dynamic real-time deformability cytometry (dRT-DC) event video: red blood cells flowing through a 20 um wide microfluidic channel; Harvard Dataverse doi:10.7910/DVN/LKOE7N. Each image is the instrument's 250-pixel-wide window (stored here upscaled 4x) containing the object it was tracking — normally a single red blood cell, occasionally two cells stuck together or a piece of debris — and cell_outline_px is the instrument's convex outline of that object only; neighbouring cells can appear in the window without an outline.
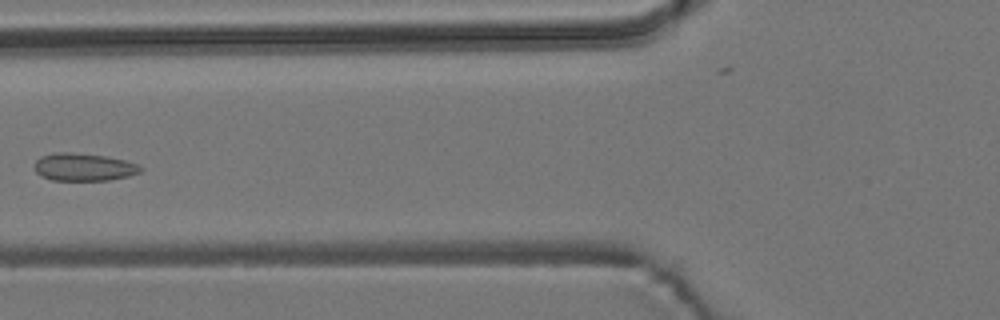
{"species": "common noctule bat (a hibernating species)", "species_latin": "Nyctalus noctula", "temperature_condition": "room temperature", "stored_images_in_passage": 6, "camera_frame_rate_fps": 3000, "um_per_image_px": 0.085, "animal": {"sex": "male", "body_mass_g": 19.2, "forearm_length_mm": 51.8}, "frame": {"image": 1, "passage_image": 2, "time_ms": 1.333, "image_size_px": [1000, 320], "cell_outline_px": [[144, 168], [140, 172], [128, 176], [108, 180], [52, 180], [40, 176], [36, 172], [32, 164], [40, 156], [56, 152], [68, 152], [104, 156], [124, 160], [136, 164]], "centroid_in_image_um": [7.06, 14.2], "position_along_channel_um": 118.7, "area_um2": 17.11}}
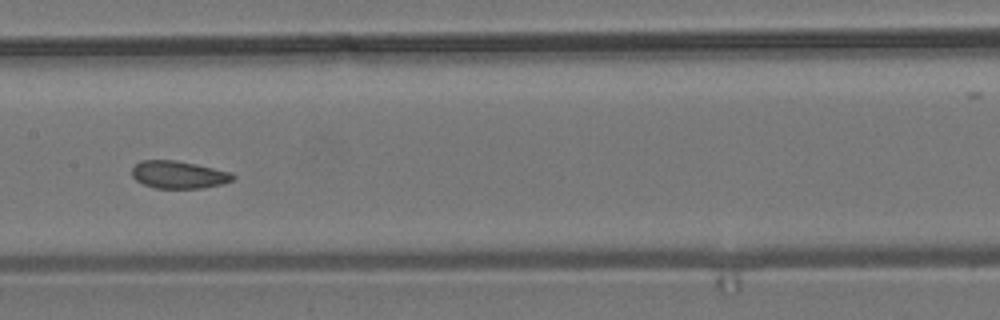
{"frame": {"image": 2, "passage_image": 4, "time_ms": 3.333, "image_size_px": [1000, 320], "cell_outline_px": [[236, 176], [232, 180], [220, 184], [204, 188], [156, 188], [144, 184], [136, 180], [132, 176], [132, 168], [140, 160], [176, 160], [196, 164], [232, 172]], "centroid_in_image_um": [15.18, 14.84], "position_along_channel_um": 192.2, "area_um2": 16.18}}
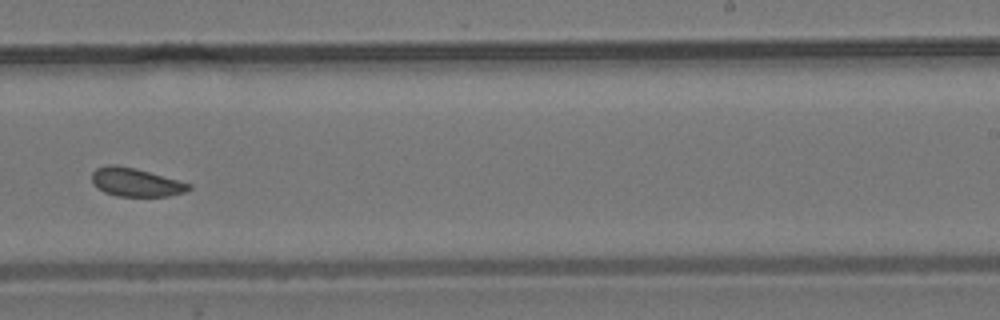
{"frame": {"image": 3, "passage_image": 6, "time_ms": 5.667, "image_size_px": [1000, 320], "cell_outline_px": [[192, 188], [184, 192], [168, 196], [116, 196], [104, 192], [92, 184], [92, 172], [96, 168], [108, 164], [116, 164], [136, 168], [192, 184]], "centroid_in_image_um": [11.52, 15.48], "position_along_channel_um": 277.5, "area_um2": 16.18}}